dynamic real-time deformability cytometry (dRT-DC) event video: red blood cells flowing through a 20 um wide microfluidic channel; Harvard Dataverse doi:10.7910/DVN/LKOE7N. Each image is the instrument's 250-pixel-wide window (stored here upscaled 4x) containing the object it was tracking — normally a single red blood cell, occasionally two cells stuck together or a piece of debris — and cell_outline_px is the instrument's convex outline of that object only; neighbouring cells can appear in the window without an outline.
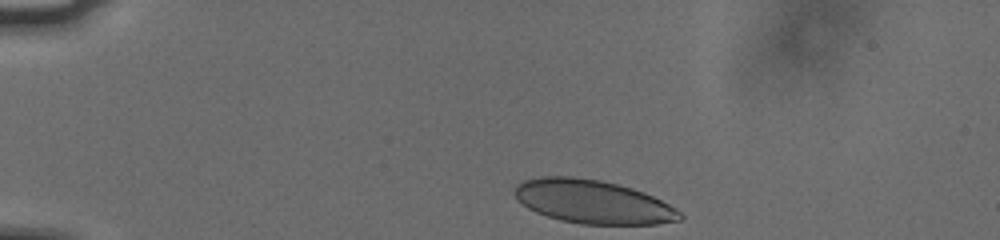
{"species": "human", "species_latin": "Homo sapiens", "temperature_condition": "cold", "stored_images_in_passage": 36, "camera_frame_rate_fps": 3000, "um_per_image_px": 0.085, "donor": {"sex": "male"}, "frame": {"image": 1, "passage_image": 1, "time_ms": 0.0, "image_size_px": [1000, 240], "cell_outline_px": [[684, 216], [680, 220], [656, 224], [580, 224], [560, 220], [536, 212], [528, 208], [516, 200], [512, 192], [516, 184], [524, 180], [540, 176], [572, 176], [600, 180], [632, 188], [644, 192], [676, 208]], "centroid_in_image_um": [50.34, 17.14], "position_along_channel_um": 34.7, "area_um2": 42.08}}
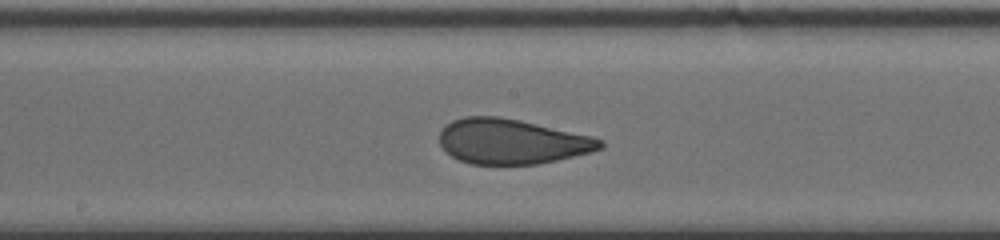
{"frame": {"image": 2, "passage_image": 20, "time_ms": 6.333, "image_size_px": [1000, 240], "cell_outline_px": [[604, 148], [592, 152], [556, 160], [536, 164], [472, 164], [460, 160], [452, 156], [440, 144], [440, 132], [452, 120], [464, 116], [496, 116], [520, 120], [592, 136], [604, 140]], "centroid_in_image_um": [43.53, 12.02], "position_along_channel_um": 204.7, "area_um2": 42.02}}
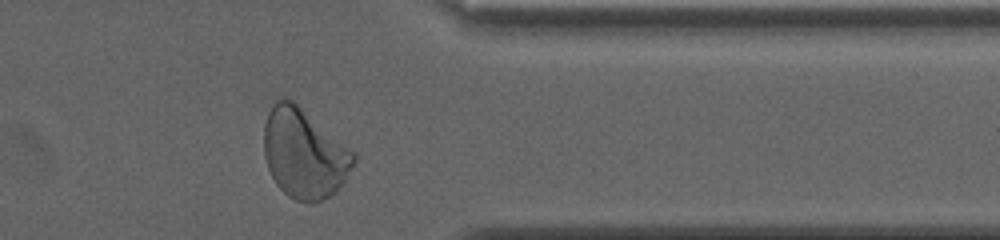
{"frame": {"image": 3, "passage_image": 35, "time_ms": 11.333, "image_size_px": [1000, 240], "cell_outline_px": [[356, 164], [336, 192], [312, 204], [296, 200], [288, 196], [276, 184], [268, 168], [264, 156], [264, 124], [268, 112], [272, 104], [276, 100], [284, 96], [292, 100], [356, 152]], "centroid_in_image_um": [25.86, 13.04], "position_along_channel_um": 385.5, "area_um2": 47.11}, "authors_computed_cell_mechanics": {"area_um2": 42.8298, "velocity_mm_per_s": 3.7546, "shape_relaxation_time_tau1_ms": 6.7273, "shape_relaxation_time_tau2_ms": 0.6756, "deformation_change_tau1": 0.1788, "deformation_change_tau2": 0.0786}}